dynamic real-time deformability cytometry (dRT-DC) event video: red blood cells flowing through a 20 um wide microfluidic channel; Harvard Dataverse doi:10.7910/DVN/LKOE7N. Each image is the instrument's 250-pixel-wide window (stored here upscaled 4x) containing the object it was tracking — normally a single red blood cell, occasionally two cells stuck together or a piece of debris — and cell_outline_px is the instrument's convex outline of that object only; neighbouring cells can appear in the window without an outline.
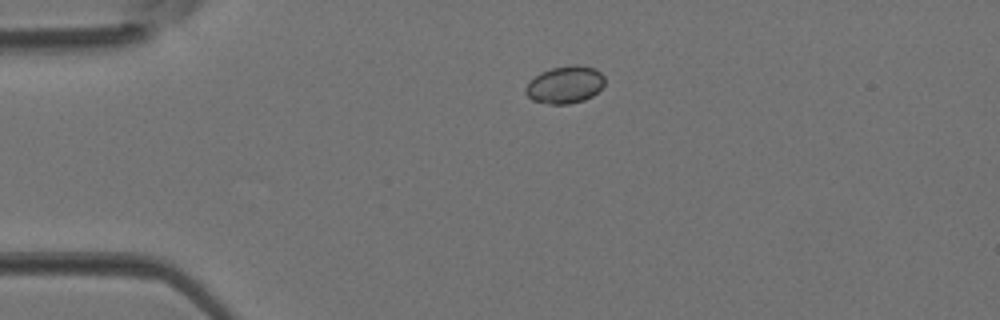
{"species": "Egyptian fruit bat (a non-hibernating species)", "species_latin": "Rousettus aegyptiacus", "temperature_condition": "room temperature", "stored_images_in_passage": 2, "camera_frame_rate_fps": 3000, "um_per_image_px": 0.085, "animal": {"sex": "female"}, "frame": {"image": 1, "passage_image": 1, "time_ms": 0.0, "image_size_px": [1000, 320], "cell_outline_px": [[604, 84], [592, 96], [584, 100], [568, 104], [548, 104], [532, 100], [524, 92], [524, 88], [528, 80], [540, 72], [552, 68], [576, 64], [580, 64], [596, 68], [604, 76]], "centroid_in_image_um": [47.99, 7.19], "position_along_channel_um": 37.0, "area_um2": 17.46}}